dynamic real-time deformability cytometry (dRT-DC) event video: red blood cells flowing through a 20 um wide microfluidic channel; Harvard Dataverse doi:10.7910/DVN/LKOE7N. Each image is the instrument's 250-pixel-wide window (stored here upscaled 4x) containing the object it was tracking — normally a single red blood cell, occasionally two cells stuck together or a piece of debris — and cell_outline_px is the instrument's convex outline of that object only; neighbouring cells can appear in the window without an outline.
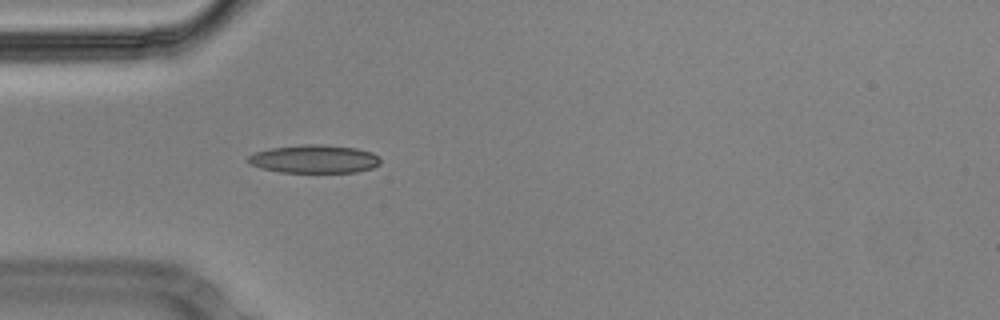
{"species": "Egyptian fruit bat (a non-hibernating species)", "species_latin": "Rousettus aegyptiacus", "temperature_condition": "cold", "stored_images_in_passage": 10, "camera_frame_rate_fps": 3000, "um_per_image_px": 0.085, "animal": {"sex": "male"}, "frame": {"image": 1, "passage_image": 5, "time_ms": 1.333, "image_size_px": [1000, 320], "cell_outline_px": [[380, 164], [372, 168], [356, 172], [280, 172], [260, 168], [248, 164], [248, 156], [256, 152], [268, 148], [300, 144], [324, 144], [356, 148], [372, 152], [380, 160]], "centroid_in_image_um": [26.68, 13.51], "position_along_channel_um": 58.3, "area_um2": 21.91}}